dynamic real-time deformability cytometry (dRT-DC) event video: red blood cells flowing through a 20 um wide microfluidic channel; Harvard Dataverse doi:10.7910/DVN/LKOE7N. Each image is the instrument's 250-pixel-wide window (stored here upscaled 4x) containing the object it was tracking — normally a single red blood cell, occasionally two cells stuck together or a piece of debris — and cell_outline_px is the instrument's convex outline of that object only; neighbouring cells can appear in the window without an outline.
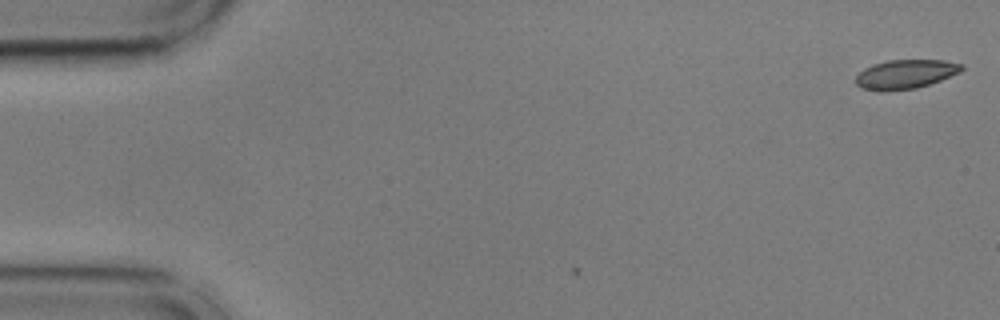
{"species": "common noctule bat (a hibernating species)", "species_latin": "Nyctalus noctula", "temperature_condition": "cold", "stored_images_in_passage": 4, "camera_frame_rate_fps": 3000, "um_per_image_px": 0.085, "animal": {"sex": "male", "body_mass_g": 17.9, "forearm_length_mm": 54.2}, "frame": {"image": 1, "passage_image": 4, "time_ms": 1.0, "image_size_px": [1000, 320], "cell_outline_px": [[964, 68], [960, 72], [940, 80], [916, 88], [884, 92], [876, 92], [860, 88], [856, 84], [856, 76], [864, 68], [872, 64], [888, 60], [944, 60], [964, 64]], "centroid_in_image_um": [76.93, 6.32], "position_along_channel_um": 8.1, "area_um2": 18.21}}